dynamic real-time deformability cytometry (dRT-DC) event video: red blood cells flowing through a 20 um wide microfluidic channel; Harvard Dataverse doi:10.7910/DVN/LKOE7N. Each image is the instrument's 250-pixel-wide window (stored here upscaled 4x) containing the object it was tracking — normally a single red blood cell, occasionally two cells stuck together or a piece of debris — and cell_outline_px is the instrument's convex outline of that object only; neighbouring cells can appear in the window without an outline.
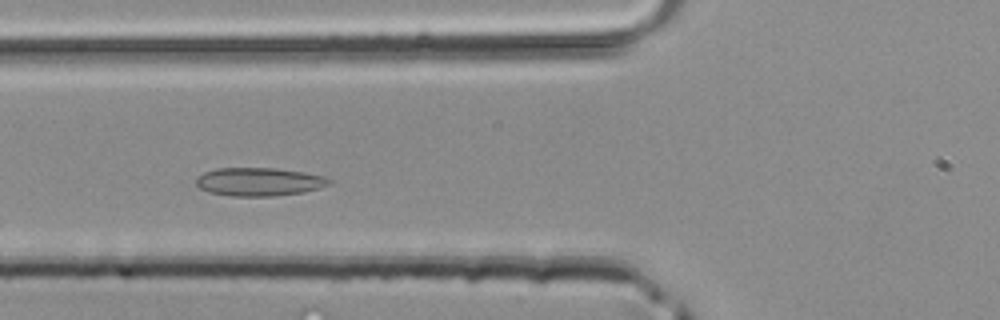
{"species": "common noctule bat (a hibernating species)", "species_latin": "Nyctalus noctula", "temperature_condition": "room temperature", "stored_images_in_passage": 32, "camera_frame_rate_fps": 3000, "um_per_image_px": 0.085, "animal": {"sex": "male", "body_mass_g": 20.4}, "frame": {"image": 1, "passage_image": 6, "time_ms": 1.667, "image_size_px": [1000, 320], "cell_outline_px": [[332, 180], [328, 184], [320, 188], [304, 192], [276, 196], [232, 196], [208, 192], [200, 188], [196, 184], [196, 180], [204, 172], [216, 168], [276, 168], [324, 176]], "centroid_in_image_um": [22.01, 15.46], "position_along_channel_um": 103.8, "area_um2": 21.85}}
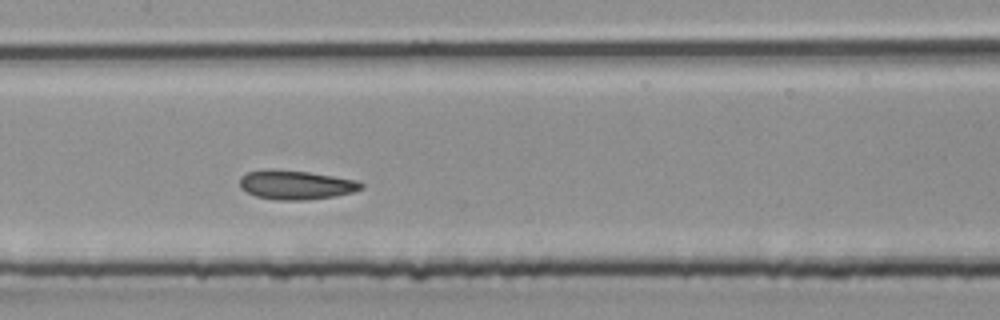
{"frame": {"image": 2, "passage_image": 11, "time_ms": 3.333, "image_size_px": [1000, 320], "cell_outline_px": [[364, 188], [352, 192], [332, 196], [304, 200], [276, 200], [256, 196], [240, 188], [240, 176], [248, 172], [268, 168], [272, 168], [308, 172], [356, 180], [364, 184]], "centroid_in_image_um": [25.11, 15.7], "position_along_channel_um": 182.3, "area_um2": 20.58}}
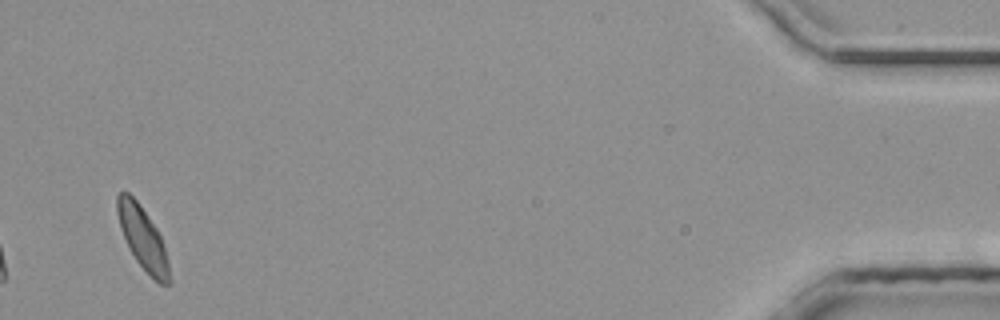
{"frame": {"image": 3, "passage_image": 32, "time_ms": 10.333, "image_size_px": [1000, 320], "cell_outline_px": [[172, 284], [160, 284], [136, 260], [120, 228], [116, 212], [116, 196], [120, 192], [128, 192], [136, 200], [156, 228], [160, 236], [168, 260], [172, 280]], "centroid_in_image_um": [12.14, 20.24], "position_along_channel_um": 423.1, "area_um2": 18.55}}